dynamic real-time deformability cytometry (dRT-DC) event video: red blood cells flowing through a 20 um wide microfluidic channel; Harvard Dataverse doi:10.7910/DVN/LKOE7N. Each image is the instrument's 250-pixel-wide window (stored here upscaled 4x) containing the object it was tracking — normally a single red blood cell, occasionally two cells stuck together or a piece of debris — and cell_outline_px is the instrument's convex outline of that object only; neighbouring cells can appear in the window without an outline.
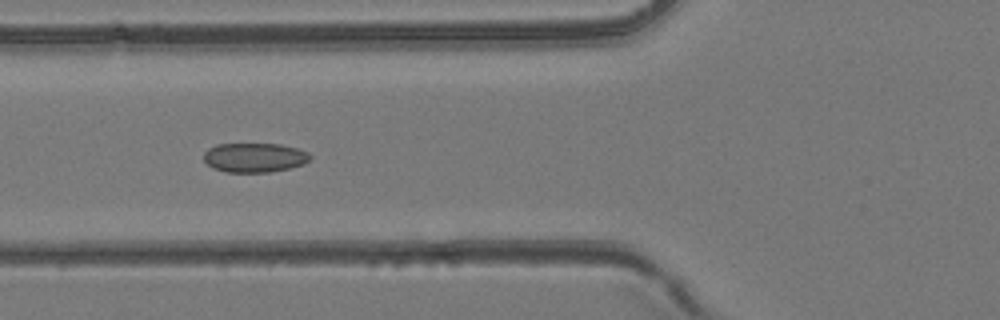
{"species": "common noctule bat (a hibernating species)", "species_latin": "Nyctalus noctula", "temperature_condition": "room temperature", "stored_images_in_passage": 6, "camera_frame_rate_fps": 3000, "um_per_image_px": 0.085, "animal": {"sex": "female", "body_mass_g": 24.6, "forearm_length_mm": 56.2}, "frame": {"image": 1, "passage_image": 6, "time_ms": 5.667, "image_size_px": [1000, 320], "cell_outline_px": [[312, 156], [304, 164], [288, 168], [268, 172], [224, 172], [212, 168], [204, 160], [204, 152], [208, 148], [216, 144], [280, 144], [296, 148], [308, 152]], "centroid_in_image_um": [21.61, 13.39], "position_along_channel_um": 104.2, "area_um2": 18.21}}